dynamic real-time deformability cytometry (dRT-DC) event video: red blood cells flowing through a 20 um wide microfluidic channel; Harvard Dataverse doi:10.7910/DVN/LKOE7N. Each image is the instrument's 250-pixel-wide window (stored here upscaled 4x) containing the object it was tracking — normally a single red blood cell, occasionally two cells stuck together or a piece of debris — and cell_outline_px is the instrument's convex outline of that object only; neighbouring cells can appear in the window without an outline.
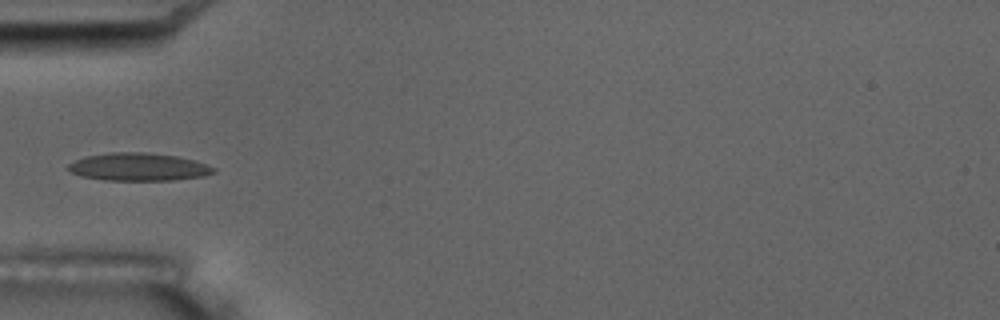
{"species": "common noctule bat (a hibernating species)", "species_latin": "Nyctalus noctula", "temperature_condition": "room temperature", "stored_images_in_passage": 9, "camera_frame_rate_fps": 3000, "um_per_image_px": 0.085, "animal": {"sex": "male", "body_mass_g": 17.5, "forearm_length_mm": 52.3}, "frame": {"image": 1, "passage_image": 6, "time_ms": 5.667, "image_size_px": [1000, 320], "cell_outline_px": [[216, 172], [204, 176], [172, 180], [104, 180], [80, 176], [68, 172], [68, 164], [76, 160], [88, 156], [112, 152], [144, 152], [176, 156], [196, 160], [216, 168]], "centroid_in_image_um": [11.78, 14.19], "position_along_channel_um": 73.2, "area_um2": 23.58}}
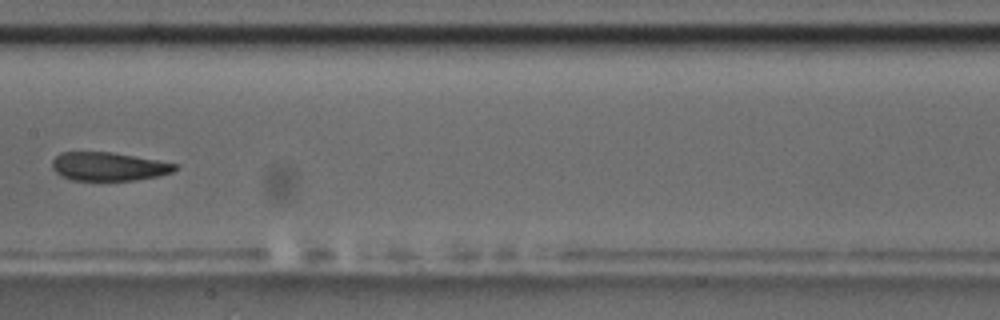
{"frame": {"image": 2, "passage_image": 9, "time_ms": 9.333, "image_size_px": [1000, 320], "cell_outline_px": [[180, 164], [172, 172], [156, 176], [136, 180], [72, 180], [60, 176], [52, 168], [52, 160], [60, 152], [112, 152]], "centroid_in_image_um": [9.21, 14.15], "position_along_channel_um": 198.2, "area_um2": 20.4}}